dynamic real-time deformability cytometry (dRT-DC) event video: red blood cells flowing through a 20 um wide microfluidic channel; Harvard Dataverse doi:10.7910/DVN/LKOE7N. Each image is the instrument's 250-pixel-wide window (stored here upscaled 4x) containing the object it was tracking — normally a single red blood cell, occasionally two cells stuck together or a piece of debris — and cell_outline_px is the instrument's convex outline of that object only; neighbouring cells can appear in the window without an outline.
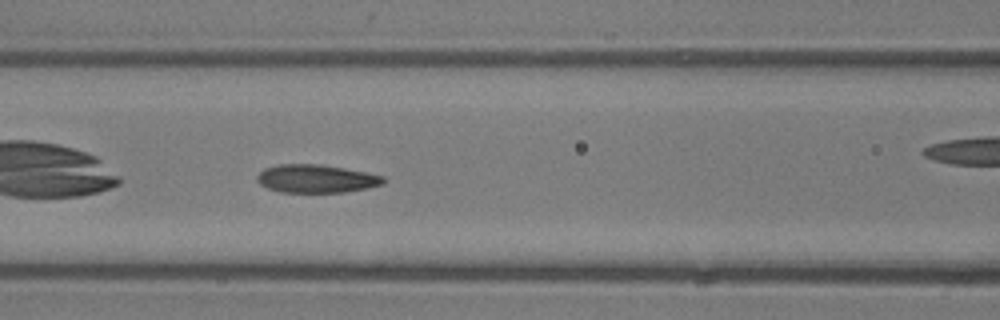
{"species": "common noctule bat (a hibernating species)", "species_latin": "Nyctalus noctula", "temperature_condition": "room temperature", "stored_images_in_passage": 34, "camera_frame_rate_fps": 3000, "um_per_image_px": 0.085, "animal": {"sex": "male", "body_mass_g": 13.3}, "frame": {"image": 1, "passage_image": 6, "time_ms": 1.667, "image_size_px": [1000, 320], "cell_outline_px": [[384, 184], [368, 188], [344, 192], [280, 192], [268, 188], [260, 184], [256, 180], [256, 176], [264, 168], [280, 164], [320, 164], [368, 172], [384, 176]], "centroid_in_image_um": [26.88, 15.18], "position_along_channel_um": 139.7, "area_um2": 20.81}, "authors_computed_cell_mechanics": {"area_um2": 20.519, "velocity_mm_per_s": 4.3651, "shape_relaxation_time_tau1_ms": 3.6971, "shape_relaxation_time_tau2_ms": 1.1261, "deformation_change_tau1": 0.1675, "deformation_change_tau2": 0.0813}}